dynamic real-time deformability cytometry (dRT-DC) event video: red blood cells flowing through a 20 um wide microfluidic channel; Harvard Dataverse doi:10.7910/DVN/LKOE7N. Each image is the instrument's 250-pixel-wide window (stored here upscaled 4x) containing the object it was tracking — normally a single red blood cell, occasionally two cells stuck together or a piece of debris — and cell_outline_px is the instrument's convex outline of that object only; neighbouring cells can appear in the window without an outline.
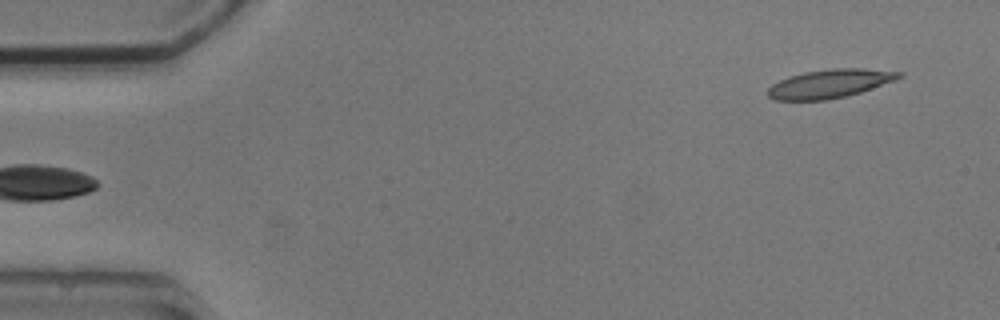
{"species": "common noctule bat (a hibernating species)", "species_latin": "Nyctalus noctula", "temperature_condition": "cold", "stored_images_in_passage": 5, "camera_frame_rate_fps": 3000, "um_per_image_px": 0.085, "animal": {"sex": "male", "body_mass_g": 20.5, "forearm_length_mm": 52.5}, "frame": {"image": 1, "passage_image": 5, "time_ms": 5.333, "image_size_px": [1000, 320], "cell_outline_px": [[904, 76], [896, 80], [848, 96], [828, 100], [776, 100], [768, 96], [768, 88], [772, 84], [788, 76], [804, 72], [832, 68], [864, 68], [904, 72]], "centroid_in_image_um": [70.56, 7.1], "position_along_channel_um": 14.4, "area_um2": 22.02}}